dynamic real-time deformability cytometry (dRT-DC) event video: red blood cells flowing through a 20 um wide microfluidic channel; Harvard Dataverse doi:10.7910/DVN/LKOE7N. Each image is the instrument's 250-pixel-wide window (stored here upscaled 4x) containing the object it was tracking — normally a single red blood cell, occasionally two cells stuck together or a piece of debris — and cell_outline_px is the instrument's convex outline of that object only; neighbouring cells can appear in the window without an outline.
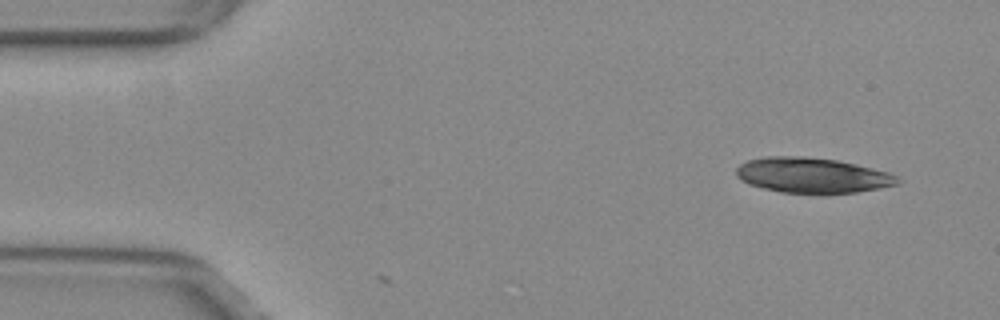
{"species": "common noctule bat (a hibernating species)", "species_latin": "Nyctalus noctula", "temperature_condition": "warm", "stored_images_in_passage": 3, "camera_frame_rate_fps": 3000, "um_per_image_px": 0.085, "animal": {"sex": "female", "body_mass_g": 29.2, "forearm_length_mm": 56.3}, "frame": {"image": 1, "passage_image": 3, "time_ms": 0.667, "image_size_px": [1000, 320], "cell_outline_px": [[900, 184], [880, 188], [856, 192], [824, 196], [820, 196], [780, 192], [748, 184], [740, 180], [736, 176], [736, 168], [740, 164], [748, 160], [764, 156], [804, 156], [836, 160], [856, 164], [888, 172], [900, 176]], "centroid_in_image_um": [69.06, 14.93], "position_along_channel_um": 15.9, "area_um2": 34.16}}